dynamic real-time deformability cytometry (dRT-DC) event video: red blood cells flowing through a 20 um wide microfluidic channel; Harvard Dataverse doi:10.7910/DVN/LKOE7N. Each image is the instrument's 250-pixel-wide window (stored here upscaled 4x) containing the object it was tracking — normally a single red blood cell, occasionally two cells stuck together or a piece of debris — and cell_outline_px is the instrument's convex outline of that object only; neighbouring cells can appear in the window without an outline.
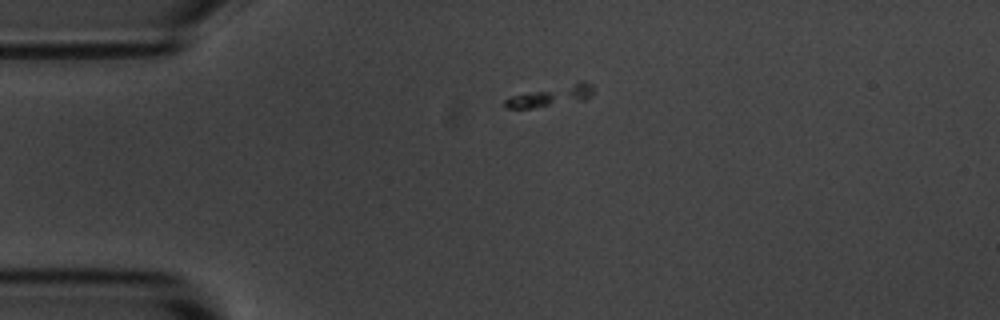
{"species": "common noctule bat (a hibernating species)", "species_latin": "Nyctalus noctula", "temperature_condition": "room temperature", "stored_images_in_passage": 2, "camera_frame_rate_fps": 3000, "um_per_image_px": 0.085, "animal": {"sex": "male", "body_mass_g": 20.1, "forearm_length_mm": 53.5}, "frame": {"image": 1, "passage_image": 1, "time_ms": 0.0, "image_size_px": [1000, 320], "cell_outline_px": [[592, 96], [584, 100], [532, 108], [508, 108], [504, 104], [504, 100], [508, 96], [576, 80], [584, 80], [592, 84]], "centroid_in_image_um": [46.86, 8.11], "position_along_channel_um": 38.1, "area_um2": 11.1}}